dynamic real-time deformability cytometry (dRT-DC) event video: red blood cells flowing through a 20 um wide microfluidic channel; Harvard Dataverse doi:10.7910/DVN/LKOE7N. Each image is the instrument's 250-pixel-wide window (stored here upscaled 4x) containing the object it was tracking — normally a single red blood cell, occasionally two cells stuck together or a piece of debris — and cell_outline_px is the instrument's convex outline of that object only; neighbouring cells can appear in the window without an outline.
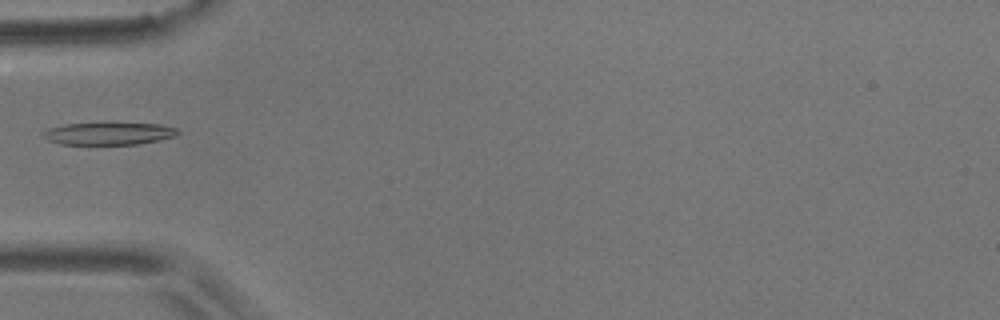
{"species": "common noctule bat (a hibernating species)", "species_latin": "Nyctalus noctula", "temperature_condition": "room temperature", "stored_images_in_passage": 7, "camera_frame_rate_fps": 3000, "um_per_image_px": 0.085, "animal": {"sex": "male", "body_mass_g": 17.9}, "frame": {"image": 1, "passage_image": 5, "time_ms": 4.667, "image_size_px": [1000, 320], "cell_outline_px": [[180, 132], [176, 136], [160, 140], [136, 144], [60, 144], [48, 140], [44, 136], [44, 132], [48, 128], [64, 124], [160, 124], [176, 128]], "centroid_in_image_um": [9.27, 11.36], "position_along_channel_um": 75.7, "area_um2": 17.17}}
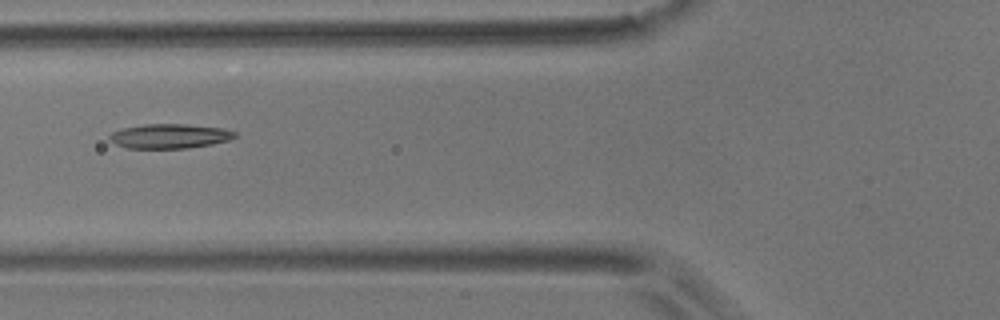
{"frame": {"image": 2, "passage_image": 6, "time_ms": 5.667, "image_size_px": [1000, 320], "cell_outline_px": [[236, 136], [228, 140], [212, 144], [188, 148], [128, 148], [116, 144], [108, 140], [108, 136], [112, 132], [124, 128], [144, 124], [184, 124], [224, 128], [236, 132]], "centroid_in_image_um": [14.41, 11.57], "position_along_channel_um": 111.4, "area_um2": 17.86}}
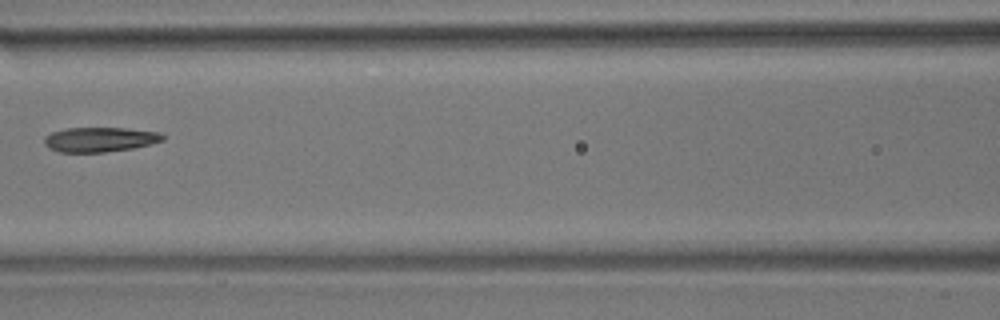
{"frame": {"image": 3, "passage_image": 7, "time_ms": 7.0, "image_size_px": [1000, 320], "cell_outline_px": [[164, 140], [132, 148], [104, 152], [60, 152], [48, 148], [44, 144], [44, 136], [52, 132], [68, 128], [128, 128], [160, 132], [164, 136]], "centroid_in_image_um": [8.46, 11.85], "position_along_channel_um": 158.1, "area_um2": 16.99}}